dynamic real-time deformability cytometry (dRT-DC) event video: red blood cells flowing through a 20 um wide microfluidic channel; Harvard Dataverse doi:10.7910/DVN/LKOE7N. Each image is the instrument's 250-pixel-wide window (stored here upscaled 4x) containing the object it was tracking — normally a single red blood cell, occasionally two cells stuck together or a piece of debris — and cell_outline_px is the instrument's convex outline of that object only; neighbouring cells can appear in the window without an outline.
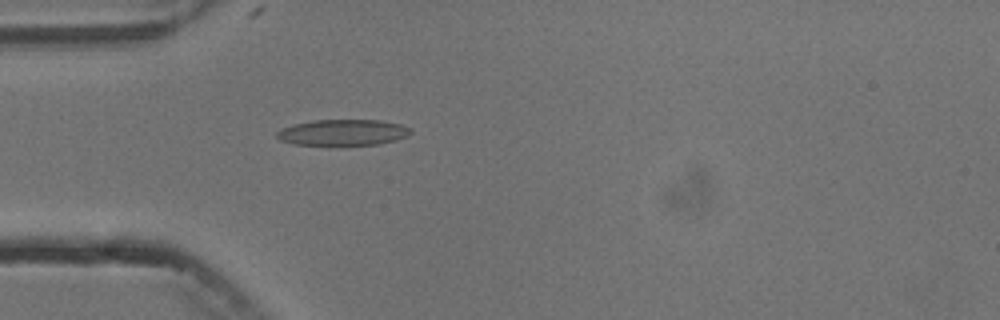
{"species": "common noctule bat (a hibernating species)", "species_latin": "Nyctalus noctula", "temperature_condition": "cold", "stored_images_in_passage": 3, "camera_frame_rate_fps": 3000, "um_per_image_px": 0.085, "animal": {"sex": "male", "body_mass_g": 13.3}, "frame": {"image": 1, "passage_image": 3, "time_ms": 2.0, "image_size_px": [1000, 320], "cell_outline_px": [[412, 132], [408, 136], [376, 144], [292, 144], [280, 140], [276, 136], [276, 132], [280, 128], [292, 124], [312, 120], [380, 120], [400, 124], [408, 128]], "centroid_in_image_um": [29.08, 11.24], "position_along_channel_um": 55.9, "area_um2": 20.0}}